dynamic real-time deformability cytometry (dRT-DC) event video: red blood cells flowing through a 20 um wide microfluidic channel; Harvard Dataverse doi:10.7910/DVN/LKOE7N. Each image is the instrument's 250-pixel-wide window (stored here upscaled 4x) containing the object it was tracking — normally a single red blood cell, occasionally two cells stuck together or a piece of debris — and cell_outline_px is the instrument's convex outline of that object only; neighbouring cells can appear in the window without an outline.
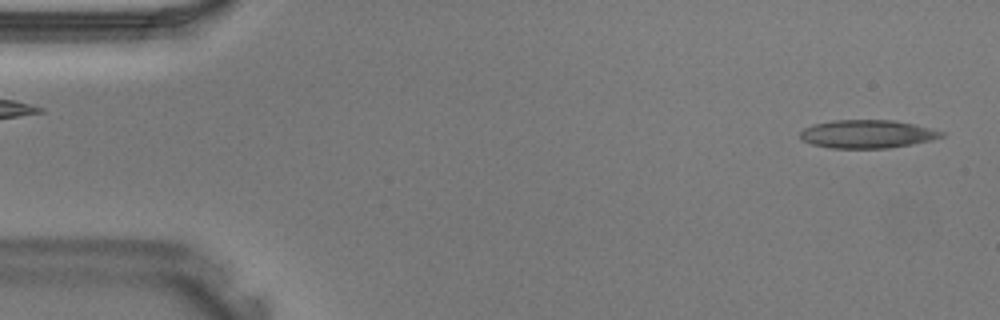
{"species": "Egyptian fruit bat (a non-hibernating species)", "species_latin": "Rousettus aegyptiacus", "temperature_condition": "warm", "stored_images_in_passage": 10, "camera_frame_rate_fps": 3000, "um_per_image_px": 0.085, "animal": {"sex": "male"}, "frame": {"image": 1, "passage_image": 1, "time_ms": 0.0, "image_size_px": [1000, 320], "cell_outline_px": [[944, 136], [932, 140], [912, 144], [884, 148], [828, 148], [812, 144], [804, 140], [800, 136], [800, 132], [804, 128], [812, 124], [832, 120], [892, 120], [916, 124], [944, 132]], "centroid_in_image_um": [73.71, 11.38], "position_along_channel_um": 11.3, "area_um2": 23.24}}